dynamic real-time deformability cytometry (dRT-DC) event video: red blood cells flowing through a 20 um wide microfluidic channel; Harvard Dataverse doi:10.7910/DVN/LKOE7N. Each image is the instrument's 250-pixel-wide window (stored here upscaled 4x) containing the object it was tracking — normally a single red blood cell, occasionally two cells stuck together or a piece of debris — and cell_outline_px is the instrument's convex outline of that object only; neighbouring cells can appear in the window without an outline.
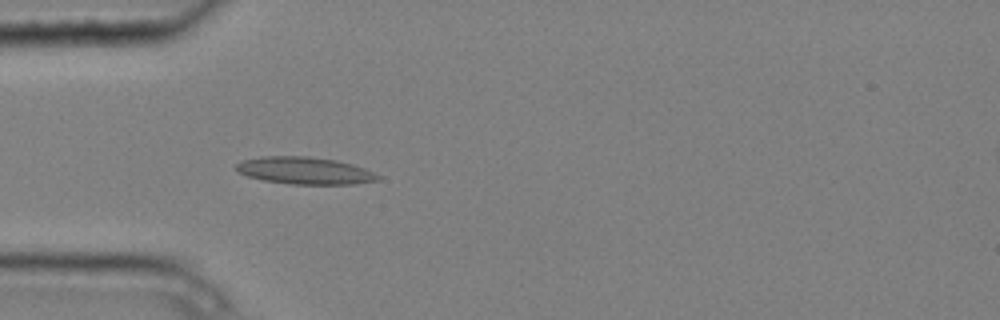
{"species": "common noctule bat (a hibernating species)", "species_latin": "Nyctalus noctula", "temperature_condition": "cold", "stored_images_in_passage": 5, "camera_frame_rate_fps": 3000, "um_per_image_px": 0.085, "animal": {"sex": "male", "body_mass_g": 20.4}, "frame": {"image": 1, "passage_image": 5, "time_ms": 1.333, "image_size_px": [1000, 320], "cell_outline_px": [[380, 180], [356, 184], [288, 184], [264, 180], [248, 176], [240, 172], [236, 168], [236, 164], [240, 160], [260, 156], [308, 156], [336, 160], [352, 164], [364, 168], [380, 176]], "centroid_in_image_um": [25.9, 14.5], "position_along_channel_um": 59.1, "area_um2": 22.48}}